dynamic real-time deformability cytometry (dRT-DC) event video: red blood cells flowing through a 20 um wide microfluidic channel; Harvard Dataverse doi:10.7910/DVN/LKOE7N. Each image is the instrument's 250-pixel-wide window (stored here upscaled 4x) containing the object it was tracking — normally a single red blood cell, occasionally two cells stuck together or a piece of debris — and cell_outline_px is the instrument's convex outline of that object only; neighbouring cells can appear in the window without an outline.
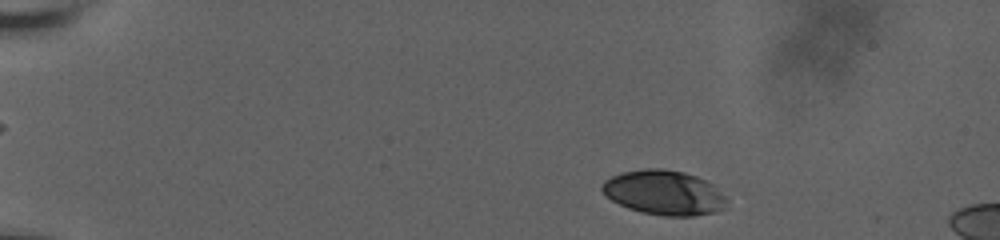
{"species": "human", "species_latin": "Homo sapiens", "temperature_condition": "room temperature", "stored_images_in_passage": 41, "camera_frame_rate_fps": 3000, "um_per_image_px": 0.085, "donor": {"sex": "male"}, "frame": {"image": 1, "passage_image": 2, "time_ms": 0.667, "image_size_px": [1000, 240], "cell_outline_px": [[728, 200], [724, 208], [716, 212], [696, 216], [664, 216], [640, 212], [628, 208], [612, 200], [600, 188], [604, 180], [612, 176], [624, 172], [644, 168], [664, 168], [684, 172], [696, 176], [712, 184]], "centroid_in_image_um": [56.45, 16.38], "position_along_channel_um": 28.5, "area_um2": 32.43}}
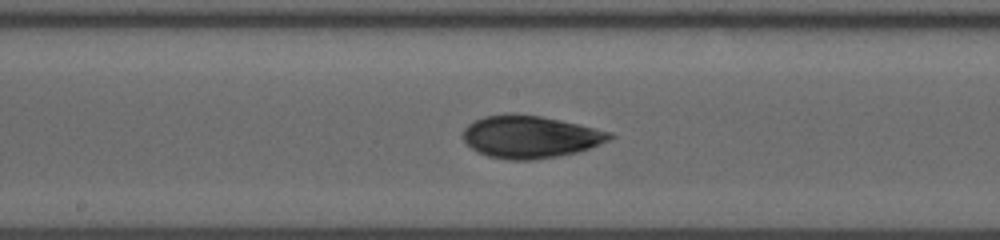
{"frame": {"image": 2, "passage_image": 20, "time_ms": 8.333, "image_size_px": [1000, 240], "cell_outline_px": [[616, 136], [608, 140], [588, 148], [576, 152], [560, 156], [532, 160], [508, 160], [488, 156], [476, 152], [460, 136], [464, 128], [468, 124], [484, 116], [512, 112], [540, 116], [560, 120], [612, 132]], "centroid_in_image_um": [45.02, 11.62], "position_along_channel_um": 203.2, "area_um2": 36.41}}
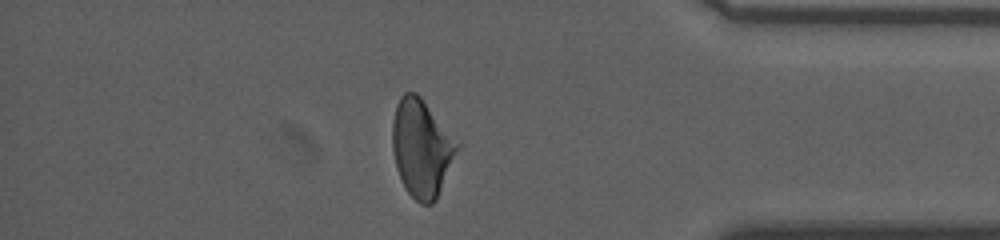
{"frame": {"image": 3, "passage_image": 35, "time_ms": 14.333, "image_size_px": [1000, 240], "cell_outline_px": [[460, 144], [436, 200], [432, 204], [420, 204], [404, 188], [396, 168], [392, 148], [392, 120], [396, 104], [400, 96], [404, 92], [416, 92], [420, 96], [460, 140]], "centroid_in_image_um": [35.83, 12.55], "position_along_channel_um": 399.4, "area_um2": 37.22}, "authors_computed_cell_mechanics": {"area_um2": 35.6626, "velocity_mm_per_s": 3.6464, "shape_relaxation_time_tau1_ms": 5.9337, "shape_relaxation_time_tau2_ms": 3.7637, "deformation_change_tau1": 0.173, "deformation_change_tau2": 0.0833}}